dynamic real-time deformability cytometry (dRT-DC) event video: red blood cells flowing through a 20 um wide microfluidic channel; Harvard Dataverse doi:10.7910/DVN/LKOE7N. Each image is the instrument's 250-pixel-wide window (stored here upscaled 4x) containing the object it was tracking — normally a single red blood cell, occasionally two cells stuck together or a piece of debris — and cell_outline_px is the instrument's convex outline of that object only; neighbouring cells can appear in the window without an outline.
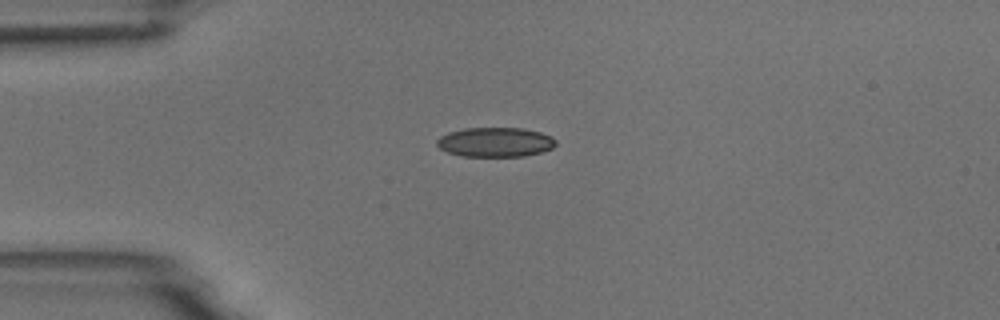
{"species": "common noctule bat (a hibernating species)", "species_latin": "Nyctalus noctula", "temperature_condition": "room temperature", "stored_images_in_passage": 8, "camera_frame_rate_fps": 3000, "um_per_image_px": 0.085, "animal": {"sex": "male", "body_mass_g": 18.8}, "frame": {"image": 1, "passage_image": 1, "time_ms": 0.0, "image_size_px": [1000, 320], "cell_outline_px": [[556, 144], [552, 148], [540, 152], [524, 156], [460, 156], [448, 152], [440, 148], [436, 144], [436, 140], [440, 136], [448, 132], [464, 128], [524, 128], [540, 132], [552, 136], [556, 140]], "centroid_in_image_um": [42.09, 12.07], "position_along_channel_um": 42.9, "area_um2": 20.52}}
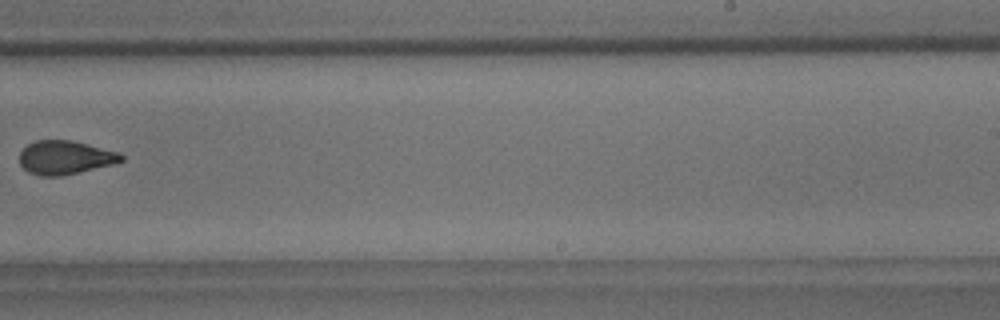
{"frame": {"image": 2, "passage_image": 7, "time_ms": 7.0, "image_size_px": [1000, 320], "cell_outline_px": [[124, 160], [112, 164], [60, 176], [40, 176], [28, 172], [20, 164], [20, 152], [28, 144], [36, 140], [72, 140], [120, 152], [124, 156]], "centroid_in_image_um": [5.53, 13.38], "position_along_channel_um": 283.5, "area_um2": 19.88}}
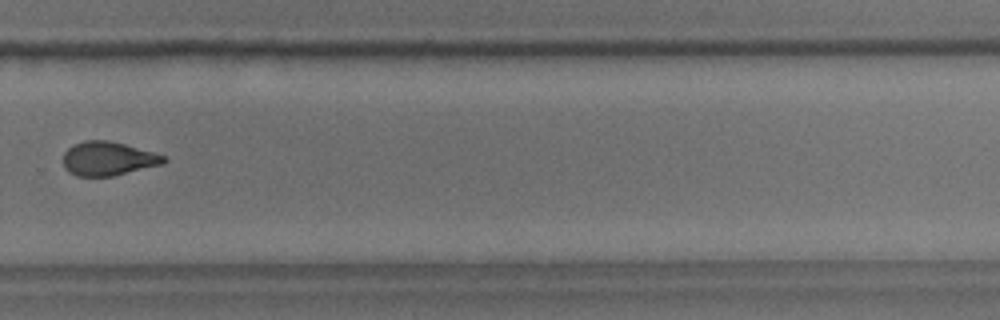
{"frame": {"image": 3, "passage_image": 8, "time_ms": 8.0, "image_size_px": [1000, 320], "cell_outline_px": [[168, 160], [164, 164], [112, 176], [76, 176], [68, 172], [64, 168], [64, 152], [68, 148], [84, 140], [108, 140], [124, 144], [152, 152], [164, 156]], "centroid_in_image_um": [9.18, 13.49], "position_along_channel_um": 320.6, "area_um2": 19.77}}